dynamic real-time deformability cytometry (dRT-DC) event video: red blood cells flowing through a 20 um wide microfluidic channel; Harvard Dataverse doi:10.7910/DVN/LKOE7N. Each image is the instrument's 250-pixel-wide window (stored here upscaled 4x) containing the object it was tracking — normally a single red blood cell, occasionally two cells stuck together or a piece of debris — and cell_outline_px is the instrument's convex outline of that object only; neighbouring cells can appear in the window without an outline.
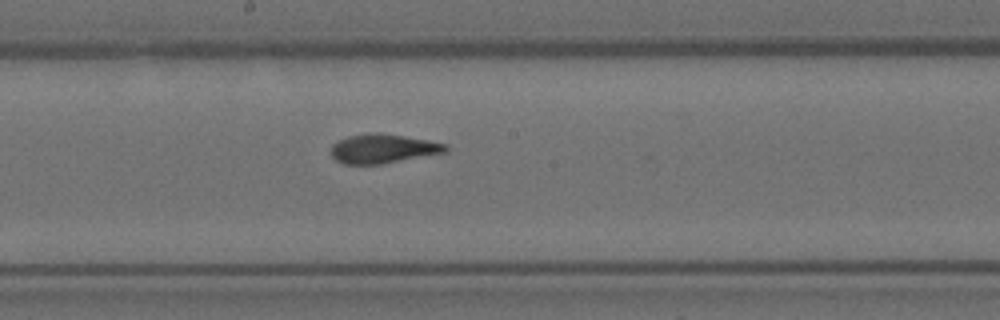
{"species": "Egyptian fruit bat (a non-hibernating species)", "species_latin": "Rousettus aegyptiacus", "temperature_condition": "room temperature", "stored_images_in_passage": 6, "camera_frame_rate_fps": 3000, "um_per_image_px": 0.085, "animal": {"sex": "female"}, "frame": {"image": 1, "passage_image": 6, "time_ms": 1.667, "image_size_px": [1000, 320], "cell_outline_px": [[448, 152], [380, 164], [344, 164], [336, 160], [332, 156], [332, 144], [348, 136], [368, 132], [380, 132], [428, 140], [448, 144]], "centroid_in_image_um": [32.58, 12.62], "position_along_channel_um": 215.6, "area_um2": 19.54}}